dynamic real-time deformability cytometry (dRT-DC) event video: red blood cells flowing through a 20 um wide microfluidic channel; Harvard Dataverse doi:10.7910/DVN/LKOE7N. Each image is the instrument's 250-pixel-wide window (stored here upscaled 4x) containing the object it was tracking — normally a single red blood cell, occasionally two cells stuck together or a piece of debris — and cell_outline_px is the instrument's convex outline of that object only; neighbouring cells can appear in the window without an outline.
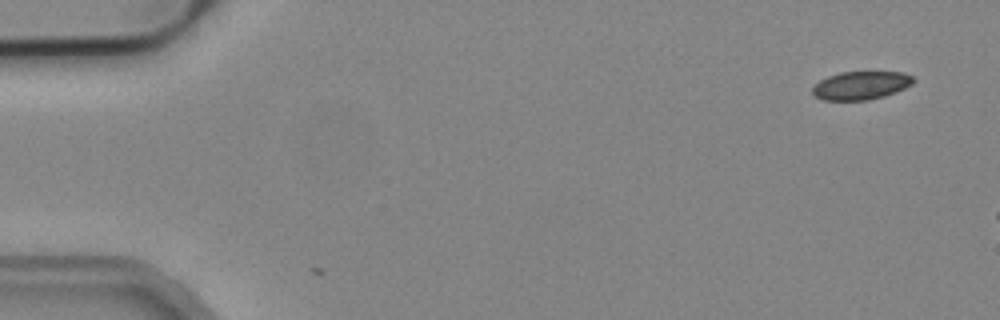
{"species": "common noctule bat (a hibernating species)", "species_latin": "Nyctalus noctula", "temperature_condition": "cold", "stored_images_in_passage": 4, "camera_frame_rate_fps": 3000, "um_per_image_px": 0.085, "animal": {"sex": "male", "body_mass_g": 19.2, "forearm_length_mm": 51.8}, "frame": {"image": 1, "passage_image": 1, "time_ms": 0.0, "image_size_px": [1000, 320], "cell_outline_px": [[916, 80], [912, 84], [896, 92], [884, 96], [868, 100], [824, 100], [816, 96], [812, 92], [812, 88], [820, 80], [828, 76], [840, 72], [904, 72], [912, 76]], "centroid_in_image_um": [73.2, 7.26], "position_along_channel_um": 11.8, "area_um2": 16.59}}